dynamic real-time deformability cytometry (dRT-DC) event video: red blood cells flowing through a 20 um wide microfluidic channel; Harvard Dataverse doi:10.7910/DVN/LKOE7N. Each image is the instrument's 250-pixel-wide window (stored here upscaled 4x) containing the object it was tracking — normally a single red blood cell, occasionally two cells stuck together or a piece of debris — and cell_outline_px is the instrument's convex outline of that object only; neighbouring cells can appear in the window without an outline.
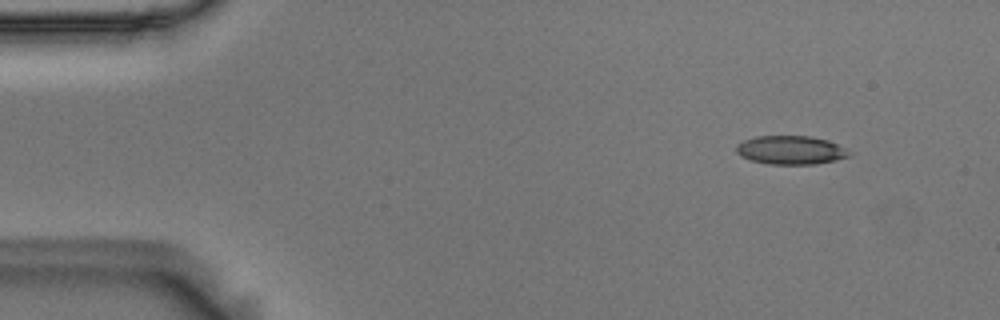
{"species": "Egyptian fruit bat (a non-hibernating species)", "species_latin": "Rousettus aegyptiacus", "temperature_condition": "room temperature", "stored_images_in_passage": 51, "camera_frame_rate_fps": 3000, "um_per_image_px": 0.085, "animal": {"sex": "male"}, "frame": {"image": 1, "passage_image": 1, "time_ms": 0.0, "image_size_px": [1000, 320], "cell_outline_px": [[852, 156], [836, 160], [812, 164], [768, 164], [752, 160], [740, 156], [736, 152], [736, 144], [744, 140], [756, 136], [812, 136], [828, 140], [852, 152]], "centroid_in_image_um": [67.22, 12.75], "position_along_channel_um": 17.8, "area_um2": 18.9}}
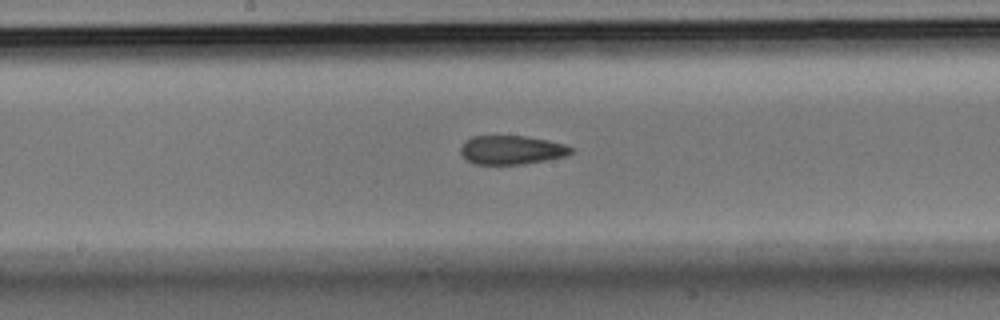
{"frame": {"image": 2, "passage_image": 24, "time_ms": 7.667, "image_size_px": [1000, 320], "cell_outline_px": [[572, 152], [568, 156], [524, 164], [472, 164], [460, 152], [460, 148], [472, 136], [524, 136], [564, 144], [572, 148]], "centroid_in_image_um": [43.49, 12.76], "position_along_channel_um": 204.7, "area_um2": 18.32}}
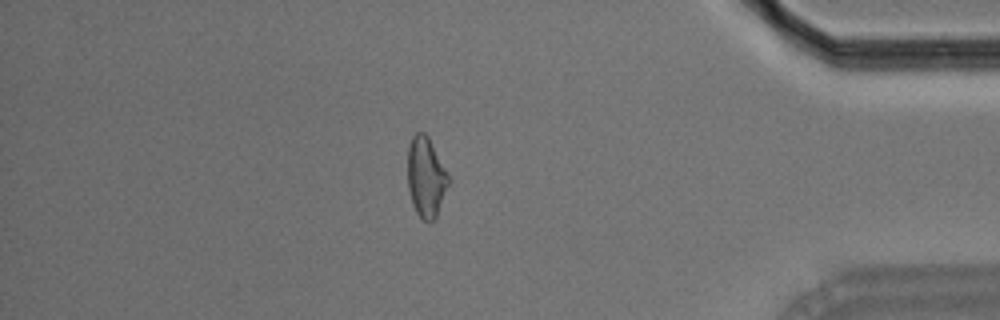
{"frame": {"image": 3, "passage_image": 43, "time_ms": 14.0, "image_size_px": [1000, 320], "cell_outline_px": [[452, 180], [436, 216], [428, 224], [416, 212], [412, 204], [408, 188], [408, 148], [412, 136], [416, 132], [424, 132], [428, 136]], "centroid_in_image_um": [36.23, 15.06], "position_along_channel_um": 399.0, "area_um2": 19.31}, "authors_computed_cell_mechanics": {"area_um2": 19.4208, "velocity_mm_per_s": 3.6283, "shape_relaxation_time_tau1_ms": null, "shape_relaxation_time_tau2_ms": 3.2806, "deformation_change_tau1": null, "deformation_change_tau2": 0.1051}}